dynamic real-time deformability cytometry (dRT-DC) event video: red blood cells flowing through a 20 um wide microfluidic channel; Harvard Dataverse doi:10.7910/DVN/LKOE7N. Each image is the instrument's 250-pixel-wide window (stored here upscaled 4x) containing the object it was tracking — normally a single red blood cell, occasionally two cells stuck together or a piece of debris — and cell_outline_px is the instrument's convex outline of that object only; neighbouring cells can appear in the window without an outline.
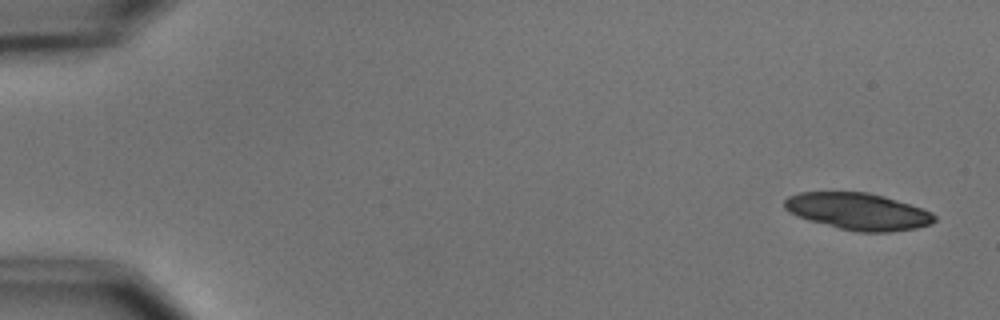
{"species": "common noctule bat (a hibernating species)", "species_latin": "Nyctalus noctula", "temperature_condition": "cold", "stored_images_in_passage": 4, "camera_frame_rate_fps": 3000, "um_per_image_px": 0.085, "animal": {"sex": "male", "body_mass_g": 15.6}, "frame": {"image": 1, "passage_image": 1, "time_ms": 0.0, "image_size_px": [1000, 320], "cell_outline_px": [[936, 220], [932, 224], [916, 228], [888, 232], [860, 232], [840, 228], [808, 220], [788, 212], [784, 208], [784, 200], [788, 196], [800, 192], [868, 192], [884, 196], [924, 208], [932, 212], [936, 216]], "centroid_in_image_um": [72.96, 17.96], "position_along_channel_um": 12.0, "area_um2": 32.31}}